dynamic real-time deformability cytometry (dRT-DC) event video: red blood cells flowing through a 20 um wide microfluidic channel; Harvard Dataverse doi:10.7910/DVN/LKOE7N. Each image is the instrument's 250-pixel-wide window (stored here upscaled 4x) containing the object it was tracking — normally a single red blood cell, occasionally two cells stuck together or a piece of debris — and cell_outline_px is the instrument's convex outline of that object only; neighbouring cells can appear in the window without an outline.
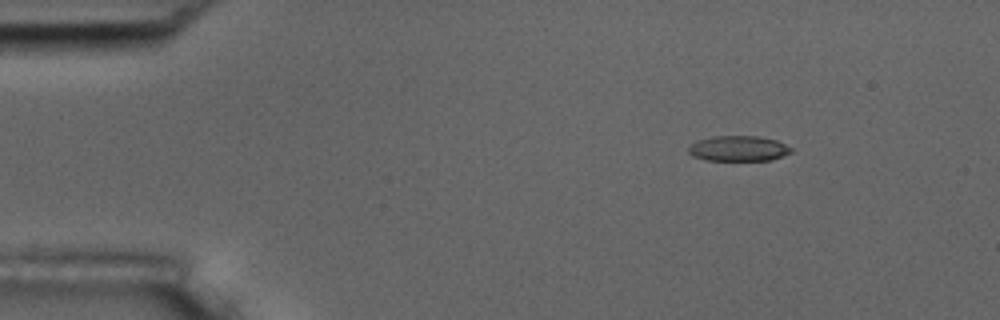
{"species": "common noctule bat (a hibernating species)", "species_latin": "Nyctalus noctula", "temperature_condition": "room temperature", "stored_images_in_passage": 5, "camera_frame_rate_fps": 3000, "um_per_image_px": 0.085, "animal": {"sex": "male", "body_mass_g": 17.5, "forearm_length_mm": 52.3}, "frame": {"image": 1, "passage_image": 1, "time_ms": 0.0, "image_size_px": [1000, 320], "cell_outline_px": [[792, 152], [772, 160], [704, 160], [692, 156], [688, 152], [688, 148], [696, 140], [712, 136], [760, 136], [776, 140], [792, 148]], "centroid_in_image_um": [62.75, 12.62], "position_along_channel_um": 22.3, "area_um2": 15.26}}
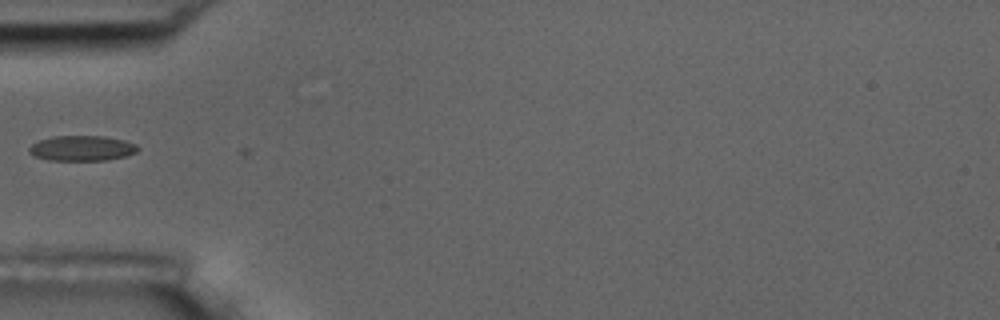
{"frame": {"image": 2, "passage_image": 4, "time_ms": 3.667, "image_size_px": [1000, 320], "cell_outline_px": [[140, 148], [136, 152], [124, 156], [108, 160], [48, 160], [32, 156], [28, 152], [28, 148], [32, 144], [40, 140], [52, 136], [104, 136], [124, 140], [136, 144]], "centroid_in_image_um": [6.94, 12.6], "position_along_channel_um": 78.1, "area_um2": 16.07}}